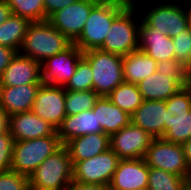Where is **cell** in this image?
<instances>
[{"mask_svg": "<svg viewBox=\"0 0 191 190\" xmlns=\"http://www.w3.org/2000/svg\"><path fill=\"white\" fill-rule=\"evenodd\" d=\"M143 159L148 167L161 169L185 179L191 178L181 144L154 138Z\"/></svg>", "mask_w": 191, "mask_h": 190, "instance_id": "9", "label": "cell"}, {"mask_svg": "<svg viewBox=\"0 0 191 190\" xmlns=\"http://www.w3.org/2000/svg\"><path fill=\"white\" fill-rule=\"evenodd\" d=\"M157 62L142 50L123 56L124 82L137 84L156 72Z\"/></svg>", "mask_w": 191, "mask_h": 190, "instance_id": "25", "label": "cell"}, {"mask_svg": "<svg viewBox=\"0 0 191 190\" xmlns=\"http://www.w3.org/2000/svg\"><path fill=\"white\" fill-rule=\"evenodd\" d=\"M112 103L130 115L143 103L144 99L137 84L123 82L108 96Z\"/></svg>", "mask_w": 191, "mask_h": 190, "instance_id": "27", "label": "cell"}, {"mask_svg": "<svg viewBox=\"0 0 191 190\" xmlns=\"http://www.w3.org/2000/svg\"><path fill=\"white\" fill-rule=\"evenodd\" d=\"M165 117V101L144 100L131 114V123L148 132L153 138H162Z\"/></svg>", "mask_w": 191, "mask_h": 190, "instance_id": "20", "label": "cell"}, {"mask_svg": "<svg viewBox=\"0 0 191 190\" xmlns=\"http://www.w3.org/2000/svg\"><path fill=\"white\" fill-rule=\"evenodd\" d=\"M153 5L143 8L139 13L141 19L152 28L164 35L173 38L185 29H188L187 12L185 5L166 0L152 1ZM145 11V13H144ZM143 14V15H142Z\"/></svg>", "mask_w": 191, "mask_h": 190, "instance_id": "8", "label": "cell"}, {"mask_svg": "<svg viewBox=\"0 0 191 190\" xmlns=\"http://www.w3.org/2000/svg\"><path fill=\"white\" fill-rule=\"evenodd\" d=\"M12 14L27 18L30 22L47 21L43 0H5Z\"/></svg>", "mask_w": 191, "mask_h": 190, "instance_id": "30", "label": "cell"}, {"mask_svg": "<svg viewBox=\"0 0 191 190\" xmlns=\"http://www.w3.org/2000/svg\"><path fill=\"white\" fill-rule=\"evenodd\" d=\"M103 133L111 137L131 123V115L112 103L106 96H100L92 108Z\"/></svg>", "mask_w": 191, "mask_h": 190, "instance_id": "23", "label": "cell"}, {"mask_svg": "<svg viewBox=\"0 0 191 190\" xmlns=\"http://www.w3.org/2000/svg\"><path fill=\"white\" fill-rule=\"evenodd\" d=\"M83 57L90 63L93 90L99 96H108L124 82L122 56L92 49L83 52Z\"/></svg>", "mask_w": 191, "mask_h": 190, "instance_id": "7", "label": "cell"}, {"mask_svg": "<svg viewBox=\"0 0 191 190\" xmlns=\"http://www.w3.org/2000/svg\"><path fill=\"white\" fill-rule=\"evenodd\" d=\"M108 1L119 3L126 7H137L138 4H141V2H142L141 0H140V3H139V0H108Z\"/></svg>", "mask_w": 191, "mask_h": 190, "instance_id": "42", "label": "cell"}, {"mask_svg": "<svg viewBox=\"0 0 191 190\" xmlns=\"http://www.w3.org/2000/svg\"><path fill=\"white\" fill-rule=\"evenodd\" d=\"M175 60L181 62L186 68L191 66V32L185 29L173 38Z\"/></svg>", "mask_w": 191, "mask_h": 190, "instance_id": "32", "label": "cell"}, {"mask_svg": "<svg viewBox=\"0 0 191 190\" xmlns=\"http://www.w3.org/2000/svg\"><path fill=\"white\" fill-rule=\"evenodd\" d=\"M10 115L3 109L0 108V135L9 132Z\"/></svg>", "mask_w": 191, "mask_h": 190, "instance_id": "39", "label": "cell"}, {"mask_svg": "<svg viewBox=\"0 0 191 190\" xmlns=\"http://www.w3.org/2000/svg\"><path fill=\"white\" fill-rule=\"evenodd\" d=\"M63 145L68 141L91 133L103 132L96 114L91 110L82 111L76 115H66L56 130Z\"/></svg>", "mask_w": 191, "mask_h": 190, "instance_id": "22", "label": "cell"}, {"mask_svg": "<svg viewBox=\"0 0 191 190\" xmlns=\"http://www.w3.org/2000/svg\"><path fill=\"white\" fill-rule=\"evenodd\" d=\"M82 57V50L72 43L62 52L47 58L41 63L42 82L52 86L64 87L75 73L77 64Z\"/></svg>", "mask_w": 191, "mask_h": 190, "instance_id": "11", "label": "cell"}, {"mask_svg": "<svg viewBox=\"0 0 191 190\" xmlns=\"http://www.w3.org/2000/svg\"><path fill=\"white\" fill-rule=\"evenodd\" d=\"M56 129L33 111L10 115L9 133L14 141L31 140L52 135Z\"/></svg>", "mask_w": 191, "mask_h": 190, "instance_id": "19", "label": "cell"}, {"mask_svg": "<svg viewBox=\"0 0 191 190\" xmlns=\"http://www.w3.org/2000/svg\"><path fill=\"white\" fill-rule=\"evenodd\" d=\"M41 64L19 52L0 76V86L42 84Z\"/></svg>", "mask_w": 191, "mask_h": 190, "instance_id": "17", "label": "cell"}, {"mask_svg": "<svg viewBox=\"0 0 191 190\" xmlns=\"http://www.w3.org/2000/svg\"><path fill=\"white\" fill-rule=\"evenodd\" d=\"M71 161H82L99 155L110 148V137L101 133H91L76 137L64 145Z\"/></svg>", "mask_w": 191, "mask_h": 190, "instance_id": "24", "label": "cell"}, {"mask_svg": "<svg viewBox=\"0 0 191 190\" xmlns=\"http://www.w3.org/2000/svg\"><path fill=\"white\" fill-rule=\"evenodd\" d=\"M13 145L14 139L9 132L0 135V172L10 170Z\"/></svg>", "mask_w": 191, "mask_h": 190, "instance_id": "34", "label": "cell"}, {"mask_svg": "<svg viewBox=\"0 0 191 190\" xmlns=\"http://www.w3.org/2000/svg\"><path fill=\"white\" fill-rule=\"evenodd\" d=\"M149 167L143 158L120 159L108 186L109 190L147 189Z\"/></svg>", "mask_w": 191, "mask_h": 190, "instance_id": "16", "label": "cell"}, {"mask_svg": "<svg viewBox=\"0 0 191 190\" xmlns=\"http://www.w3.org/2000/svg\"><path fill=\"white\" fill-rule=\"evenodd\" d=\"M32 111L57 130L66 117L65 89L42 83L37 91Z\"/></svg>", "mask_w": 191, "mask_h": 190, "instance_id": "15", "label": "cell"}, {"mask_svg": "<svg viewBox=\"0 0 191 190\" xmlns=\"http://www.w3.org/2000/svg\"><path fill=\"white\" fill-rule=\"evenodd\" d=\"M126 7L112 22L106 38L99 48L104 52L125 56L138 50V29L142 6Z\"/></svg>", "mask_w": 191, "mask_h": 190, "instance_id": "3", "label": "cell"}, {"mask_svg": "<svg viewBox=\"0 0 191 190\" xmlns=\"http://www.w3.org/2000/svg\"><path fill=\"white\" fill-rule=\"evenodd\" d=\"M73 42L48 21L31 22L19 53L40 64L68 48Z\"/></svg>", "mask_w": 191, "mask_h": 190, "instance_id": "1", "label": "cell"}, {"mask_svg": "<svg viewBox=\"0 0 191 190\" xmlns=\"http://www.w3.org/2000/svg\"><path fill=\"white\" fill-rule=\"evenodd\" d=\"M153 140L148 132L130 123L110 137V148L119 159H139L144 158Z\"/></svg>", "mask_w": 191, "mask_h": 190, "instance_id": "14", "label": "cell"}, {"mask_svg": "<svg viewBox=\"0 0 191 190\" xmlns=\"http://www.w3.org/2000/svg\"><path fill=\"white\" fill-rule=\"evenodd\" d=\"M78 0H43L45 16L48 19L53 13L73 4Z\"/></svg>", "mask_w": 191, "mask_h": 190, "instance_id": "36", "label": "cell"}, {"mask_svg": "<svg viewBox=\"0 0 191 190\" xmlns=\"http://www.w3.org/2000/svg\"><path fill=\"white\" fill-rule=\"evenodd\" d=\"M188 73H189V76H190V79H191V66L188 68Z\"/></svg>", "mask_w": 191, "mask_h": 190, "instance_id": "46", "label": "cell"}, {"mask_svg": "<svg viewBox=\"0 0 191 190\" xmlns=\"http://www.w3.org/2000/svg\"><path fill=\"white\" fill-rule=\"evenodd\" d=\"M183 190H191V178L186 179Z\"/></svg>", "mask_w": 191, "mask_h": 190, "instance_id": "44", "label": "cell"}, {"mask_svg": "<svg viewBox=\"0 0 191 190\" xmlns=\"http://www.w3.org/2000/svg\"><path fill=\"white\" fill-rule=\"evenodd\" d=\"M126 8V6L100 0L92 9L84 25L80 36L73 42L82 52L99 49L107 33L109 32L113 20Z\"/></svg>", "mask_w": 191, "mask_h": 190, "instance_id": "4", "label": "cell"}, {"mask_svg": "<svg viewBox=\"0 0 191 190\" xmlns=\"http://www.w3.org/2000/svg\"><path fill=\"white\" fill-rule=\"evenodd\" d=\"M30 23L27 18L12 14L0 24V45L14 49L18 53Z\"/></svg>", "mask_w": 191, "mask_h": 190, "instance_id": "26", "label": "cell"}, {"mask_svg": "<svg viewBox=\"0 0 191 190\" xmlns=\"http://www.w3.org/2000/svg\"><path fill=\"white\" fill-rule=\"evenodd\" d=\"M99 97L94 90H65L66 115H76L82 111L91 110Z\"/></svg>", "mask_w": 191, "mask_h": 190, "instance_id": "28", "label": "cell"}, {"mask_svg": "<svg viewBox=\"0 0 191 190\" xmlns=\"http://www.w3.org/2000/svg\"><path fill=\"white\" fill-rule=\"evenodd\" d=\"M93 74L90 63L82 57L78 64L75 73L67 81L63 87L70 91H86L93 90Z\"/></svg>", "mask_w": 191, "mask_h": 190, "instance_id": "31", "label": "cell"}, {"mask_svg": "<svg viewBox=\"0 0 191 190\" xmlns=\"http://www.w3.org/2000/svg\"><path fill=\"white\" fill-rule=\"evenodd\" d=\"M100 0H78L53 13L48 22L74 42L81 34L91 9Z\"/></svg>", "mask_w": 191, "mask_h": 190, "instance_id": "12", "label": "cell"}, {"mask_svg": "<svg viewBox=\"0 0 191 190\" xmlns=\"http://www.w3.org/2000/svg\"><path fill=\"white\" fill-rule=\"evenodd\" d=\"M163 139L182 144L191 138V83L165 101Z\"/></svg>", "mask_w": 191, "mask_h": 190, "instance_id": "6", "label": "cell"}, {"mask_svg": "<svg viewBox=\"0 0 191 190\" xmlns=\"http://www.w3.org/2000/svg\"><path fill=\"white\" fill-rule=\"evenodd\" d=\"M190 83L189 73H158L156 71L137 83V86L144 100L166 101Z\"/></svg>", "mask_w": 191, "mask_h": 190, "instance_id": "13", "label": "cell"}, {"mask_svg": "<svg viewBox=\"0 0 191 190\" xmlns=\"http://www.w3.org/2000/svg\"><path fill=\"white\" fill-rule=\"evenodd\" d=\"M29 177L13 170L0 172V190H29Z\"/></svg>", "mask_w": 191, "mask_h": 190, "instance_id": "33", "label": "cell"}, {"mask_svg": "<svg viewBox=\"0 0 191 190\" xmlns=\"http://www.w3.org/2000/svg\"><path fill=\"white\" fill-rule=\"evenodd\" d=\"M41 85L0 86V108H3L9 115L32 111Z\"/></svg>", "mask_w": 191, "mask_h": 190, "instance_id": "21", "label": "cell"}, {"mask_svg": "<svg viewBox=\"0 0 191 190\" xmlns=\"http://www.w3.org/2000/svg\"><path fill=\"white\" fill-rule=\"evenodd\" d=\"M181 146L183 148L187 166L189 167L191 171V138L187 140L186 142L182 143Z\"/></svg>", "mask_w": 191, "mask_h": 190, "instance_id": "41", "label": "cell"}, {"mask_svg": "<svg viewBox=\"0 0 191 190\" xmlns=\"http://www.w3.org/2000/svg\"><path fill=\"white\" fill-rule=\"evenodd\" d=\"M62 146L56 131L50 136L14 141L10 169L29 177L48 156Z\"/></svg>", "mask_w": 191, "mask_h": 190, "instance_id": "5", "label": "cell"}, {"mask_svg": "<svg viewBox=\"0 0 191 190\" xmlns=\"http://www.w3.org/2000/svg\"><path fill=\"white\" fill-rule=\"evenodd\" d=\"M107 188L98 184H83L72 182L68 190H106Z\"/></svg>", "mask_w": 191, "mask_h": 190, "instance_id": "38", "label": "cell"}, {"mask_svg": "<svg viewBox=\"0 0 191 190\" xmlns=\"http://www.w3.org/2000/svg\"><path fill=\"white\" fill-rule=\"evenodd\" d=\"M170 1H173V2H177V3H180V4H186V3H188V2H191V0H170Z\"/></svg>", "mask_w": 191, "mask_h": 190, "instance_id": "45", "label": "cell"}, {"mask_svg": "<svg viewBox=\"0 0 191 190\" xmlns=\"http://www.w3.org/2000/svg\"><path fill=\"white\" fill-rule=\"evenodd\" d=\"M12 15V10L5 0H0V24Z\"/></svg>", "mask_w": 191, "mask_h": 190, "instance_id": "40", "label": "cell"}, {"mask_svg": "<svg viewBox=\"0 0 191 190\" xmlns=\"http://www.w3.org/2000/svg\"><path fill=\"white\" fill-rule=\"evenodd\" d=\"M186 12H187V20H188V29L191 32V2L185 4Z\"/></svg>", "mask_w": 191, "mask_h": 190, "instance_id": "43", "label": "cell"}, {"mask_svg": "<svg viewBox=\"0 0 191 190\" xmlns=\"http://www.w3.org/2000/svg\"><path fill=\"white\" fill-rule=\"evenodd\" d=\"M16 54L14 49L0 45V76Z\"/></svg>", "mask_w": 191, "mask_h": 190, "instance_id": "37", "label": "cell"}, {"mask_svg": "<svg viewBox=\"0 0 191 190\" xmlns=\"http://www.w3.org/2000/svg\"><path fill=\"white\" fill-rule=\"evenodd\" d=\"M156 71L158 73H188V68L181 62L171 59L157 62Z\"/></svg>", "mask_w": 191, "mask_h": 190, "instance_id": "35", "label": "cell"}, {"mask_svg": "<svg viewBox=\"0 0 191 190\" xmlns=\"http://www.w3.org/2000/svg\"><path fill=\"white\" fill-rule=\"evenodd\" d=\"M118 155L107 151L82 161H72L73 182L98 184L108 188L119 162Z\"/></svg>", "mask_w": 191, "mask_h": 190, "instance_id": "10", "label": "cell"}, {"mask_svg": "<svg viewBox=\"0 0 191 190\" xmlns=\"http://www.w3.org/2000/svg\"><path fill=\"white\" fill-rule=\"evenodd\" d=\"M185 182L183 177L149 167L147 190H183Z\"/></svg>", "mask_w": 191, "mask_h": 190, "instance_id": "29", "label": "cell"}, {"mask_svg": "<svg viewBox=\"0 0 191 190\" xmlns=\"http://www.w3.org/2000/svg\"><path fill=\"white\" fill-rule=\"evenodd\" d=\"M73 182V164L63 145L48 156L29 176L32 190H68Z\"/></svg>", "mask_w": 191, "mask_h": 190, "instance_id": "2", "label": "cell"}, {"mask_svg": "<svg viewBox=\"0 0 191 190\" xmlns=\"http://www.w3.org/2000/svg\"><path fill=\"white\" fill-rule=\"evenodd\" d=\"M173 39L149 27L142 19L138 29V49L156 62L175 59Z\"/></svg>", "mask_w": 191, "mask_h": 190, "instance_id": "18", "label": "cell"}]
</instances>
